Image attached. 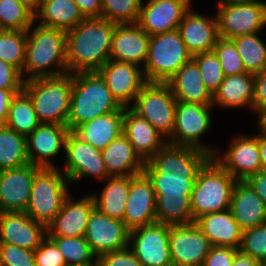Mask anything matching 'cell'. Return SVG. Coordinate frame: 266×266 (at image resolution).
<instances>
[{
    "label": "cell",
    "instance_id": "obj_23",
    "mask_svg": "<svg viewBox=\"0 0 266 266\" xmlns=\"http://www.w3.org/2000/svg\"><path fill=\"white\" fill-rule=\"evenodd\" d=\"M96 209L92 194L73 200L69 195L54 220L47 226V236L83 237L92 212Z\"/></svg>",
    "mask_w": 266,
    "mask_h": 266
},
{
    "label": "cell",
    "instance_id": "obj_59",
    "mask_svg": "<svg viewBox=\"0 0 266 266\" xmlns=\"http://www.w3.org/2000/svg\"><path fill=\"white\" fill-rule=\"evenodd\" d=\"M69 266H100L99 260L98 258H96L94 261L92 262H88L85 264H75V265H69Z\"/></svg>",
    "mask_w": 266,
    "mask_h": 266
},
{
    "label": "cell",
    "instance_id": "obj_41",
    "mask_svg": "<svg viewBox=\"0 0 266 266\" xmlns=\"http://www.w3.org/2000/svg\"><path fill=\"white\" fill-rule=\"evenodd\" d=\"M63 255L66 265L85 264L94 261L89 243L83 237L47 236Z\"/></svg>",
    "mask_w": 266,
    "mask_h": 266
},
{
    "label": "cell",
    "instance_id": "obj_58",
    "mask_svg": "<svg viewBox=\"0 0 266 266\" xmlns=\"http://www.w3.org/2000/svg\"><path fill=\"white\" fill-rule=\"evenodd\" d=\"M42 1L43 0H22V2L33 12H35L39 8Z\"/></svg>",
    "mask_w": 266,
    "mask_h": 266
},
{
    "label": "cell",
    "instance_id": "obj_16",
    "mask_svg": "<svg viewBox=\"0 0 266 266\" xmlns=\"http://www.w3.org/2000/svg\"><path fill=\"white\" fill-rule=\"evenodd\" d=\"M113 98L123 108H130L147 82L143 69L133 63L109 59L98 71ZM133 102V103H131Z\"/></svg>",
    "mask_w": 266,
    "mask_h": 266
},
{
    "label": "cell",
    "instance_id": "obj_4",
    "mask_svg": "<svg viewBox=\"0 0 266 266\" xmlns=\"http://www.w3.org/2000/svg\"><path fill=\"white\" fill-rule=\"evenodd\" d=\"M115 111H124L113 98L98 72L73 74L70 112L67 127L74 131L79 125Z\"/></svg>",
    "mask_w": 266,
    "mask_h": 266
},
{
    "label": "cell",
    "instance_id": "obj_22",
    "mask_svg": "<svg viewBox=\"0 0 266 266\" xmlns=\"http://www.w3.org/2000/svg\"><path fill=\"white\" fill-rule=\"evenodd\" d=\"M69 132L67 125L41 123L26 136L29 163L41 168H57L51 158L59 155L61 149L65 151Z\"/></svg>",
    "mask_w": 266,
    "mask_h": 266
},
{
    "label": "cell",
    "instance_id": "obj_17",
    "mask_svg": "<svg viewBox=\"0 0 266 266\" xmlns=\"http://www.w3.org/2000/svg\"><path fill=\"white\" fill-rule=\"evenodd\" d=\"M191 0H148L141 2L138 26L149 36L178 29Z\"/></svg>",
    "mask_w": 266,
    "mask_h": 266
},
{
    "label": "cell",
    "instance_id": "obj_36",
    "mask_svg": "<svg viewBox=\"0 0 266 266\" xmlns=\"http://www.w3.org/2000/svg\"><path fill=\"white\" fill-rule=\"evenodd\" d=\"M40 124L29 96L23 90L17 93L9 106L8 119L5 125L17 133L27 136Z\"/></svg>",
    "mask_w": 266,
    "mask_h": 266
},
{
    "label": "cell",
    "instance_id": "obj_11",
    "mask_svg": "<svg viewBox=\"0 0 266 266\" xmlns=\"http://www.w3.org/2000/svg\"><path fill=\"white\" fill-rule=\"evenodd\" d=\"M219 37L233 39L237 36L260 32L266 27V2L245 0L217 8Z\"/></svg>",
    "mask_w": 266,
    "mask_h": 266
},
{
    "label": "cell",
    "instance_id": "obj_12",
    "mask_svg": "<svg viewBox=\"0 0 266 266\" xmlns=\"http://www.w3.org/2000/svg\"><path fill=\"white\" fill-rule=\"evenodd\" d=\"M169 235L170 225L142 226L129 231L128 247L143 266H173Z\"/></svg>",
    "mask_w": 266,
    "mask_h": 266
},
{
    "label": "cell",
    "instance_id": "obj_26",
    "mask_svg": "<svg viewBox=\"0 0 266 266\" xmlns=\"http://www.w3.org/2000/svg\"><path fill=\"white\" fill-rule=\"evenodd\" d=\"M122 133L144 162H148L167 143L154 126L131 108H124Z\"/></svg>",
    "mask_w": 266,
    "mask_h": 266
},
{
    "label": "cell",
    "instance_id": "obj_51",
    "mask_svg": "<svg viewBox=\"0 0 266 266\" xmlns=\"http://www.w3.org/2000/svg\"><path fill=\"white\" fill-rule=\"evenodd\" d=\"M254 112L266 109V70L254 74Z\"/></svg>",
    "mask_w": 266,
    "mask_h": 266
},
{
    "label": "cell",
    "instance_id": "obj_30",
    "mask_svg": "<svg viewBox=\"0 0 266 266\" xmlns=\"http://www.w3.org/2000/svg\"><path fill=\"white\" fill-rule=\"evenodd\" d=\"M177 101L212 104L213 96L206 89L196 62L185 63L168 81Z\"/></svg>",
    "mask_w": 266,
    "mask_h": 266
},
{
    "label": "cell",
    "instance_id": "obj_56",
    "mask_svg": "<svg viewBox=\"0 0 266 266\" xmlns=\"http://www.w3.org/2000/svg\"><path fill=\"white\" fill-rule=\"evenodd\" d=\"M258 144L260 150V161L262 164V170H266V135L258 133Z\"/></svg>",
    "mask_w": 266,
    "mask_h": 266
},
{
    "label": "cell",
    "instance_id": "obj_1",
    "mask_svg": "<svg viewBox=\"0 0 266 266\" xmlns=\"http://www.w3.org/2000/svg\"><path fill=\"white\" fill-rule=\"evenodd\" d=\"M212 158L208 152L166 143L144 164L156 197L191 196L199 171Z\"/></svg>",
    "mask_w": 266,
    "mask_h": 266
},
{
    "label": "cell",
    "instance_id": "obj_14",
    "mask_svg": "<svg viewBox=\"0 0 266 266\" xmlns=\"http://www.w3.org/2000/svg\"><path fill=\"white\" fill-rule=\"evenodd\" d=\"M211 247L195 222L170 225L169 248L173 266H202Z\"/></svg>",
    "mask_w": 266,
    "mask_h": 266
},
{
    "label": "cell",
    "instance_id": "obj_28",
    "mask_svg": "<svg viewBox=\"0 0 266 266\" xmlns=\"http://www.w3.org/2000/svg\"><path fill=\"white\" fill-rule=\"evenodd\" d=\"M230 210L243 231L266 223V205L246 181L235 183Z\"/></svg>",
    "mask_w": 266,
    "mask_h": 266
},
{
    "label": "cell",
    "instance_id": "obj_7",
    "mask_svg": "<svg viewBox=\"0 0 266 266\" xmlns=\"http://www.w3.org/2000/svg\"><path fill=\"white\" fill-rule=\"evenodd\" d=\"M70 181L58 168H41L34 177L30 199L25 213L46 227L60 212L70 195ZM68 184V185H67Z\"/></svg>",
    "mask_w": 266,
    "mask_h": 266
},
{
    "label": "cell",
    "instance_id": "obj_43",
    "mask_svg": "<svg viewBox=\"0 0 266 266\" xmlns=\"http://www.w3.org/2000/svg\"><path fill=\"white\" fill-rule=\"evenodd\" d=\"M192 59L198 65L206 89L214 96L225 77L220 61L213 51L195 54Z\"/></svg>",
    "mask_w": 266,
    "mask_h": 266
},
{
    "label": "cell",
    "instance_id": "obj_45",
    "mask_svg": "<svg viewBox=\"0 0 266 266\" xmlns=\"http://www.w3.org/2000/svg\"><path fill=\"white\" fill-rule=\"evenodd\" d=\"M212 51L220 61L225 76L247 72L236 46L231 39L219 37Z\"/></svg>",
    "mask_w": 266,
    "mask_h": 266
},
{
    "label": "cell",
    "instance_id": "obj_24",
    "mask_svg": "<svg viewBox=\"0 0 266 266\" xmlns=\"http://www.w3.org/2000/svg\"><path fill=\"white\" fill-rule=\"evenodd\" d=\"M177 30L192 55L212 51L219 38L217 16L205 17L191 8L183 16Z\"/></svg>",
    "mask_w": 266,
    "mask_h": 266
},
{
    "label": "cell",
    "instance_id": "obj_20",
    "mask_svg": "<svg viewBox=\"0 0 266 266\" xmlns=\"http://www.w3.org/2000/svg\"><path fill=\"white\" fill-rule=\"evenodd\" d=\"M41 169L31 163L0 171V212H25L35 174Z\"/></svg>",
    "mask_w": 266,
    "mask_h": 266
},
{
    "label": "cell",
    "instance_id": "obj_35",
    "mask_svg": "<svg viewBox=\"0 0 266 266\" xmlns=\"http://www.w3.org/2000/svg\"><path fill=\"white\" fill-rule=\"evenodd\" d=\"M29 164L26 136L0 125V171Z\"/></svg>",
    "mask_w": 266,
    "mask_h": 266
},
{
    "label": "cell",
    "instance_id": "obj_60",
    "mask_svg": "<svg viewBox=\"0 0 266 266\" xmlns=\"http://www.w3.org/2000/svg\"><path fill=\"white\" fill-rule=\"evenodd\" d=\"M241 1H245V0H219L218 1V5L222 6L225 4H230V3H235V2H241Z\"/></svg>",
    "mask_w": 266,
    "mask_h": 266
},
{
    "label": "cell",
    "instance_id": "obj_32",
    "mask_svg": "<svg viewBox=\"0 0 266 266\" xmlns=\"http://www.w3.org/2000/svg\"><path fill=\"white\" fill-rule=\"evenodd\" d=\"M122 128L123 111H115L85 122L73 132L83 141L102 151L122 133Z\"/></svg>",
    "mask_w": 266,
    "mask_h": 266
},
{
    "label": "cell",
    "instance_id": "obj_3",
    "mask_svg": "<svg viewBox=\"0 0 266 266\" xmlns=\"http://www.w3.org/2000/svg\"><path fill=\"white\" fill-rule=\"evenodd\" d=\"M35 22L32 23L34 27L27 30L25 62L21 73L24 81L68 73L66 31L39 24L35 26Z\"/></svg>",
    "mask_w": 266,
    "mask_h": 266
},
{
    "label": "cell",
    "instance_id": "obj_13",
    "mask_svg": "<svg viewBox=\"0 0 266 266\" xmlns=\"http://www.w3.org/2000/svg\"><path fill=\"white\" fill-rule=\"evenodd\" d=\"M66 157L64 174L74 183L84 177H95L106 182L109 178L101 150L83 141L73 131H70L65 141Z\"/></svg>",
    "mask_w": 266,
    "mask_h": 266
},
{
    "label": "cell",
    "instance_id": "obj_54",
    "mask_svg": "<svg viewBox=\"0 0 266 266\" xmlns=\"http://www.w3.org/2000/svg\"><path fill=\"white\" fill-rule=\"evenodd\" d=\"M22 90L0 89V125H5L8 119L9 106L13 97Z\"/></svg>",
    "mask_w": 266,
    "mask_h": 266
},
{
    "label": "cell",
    "instance_id": "obj_40",
    "mask_svg": "<svg viewBox=\"0 0 266 266\" xmlns=\"http://www.w3.org/2000/svg\"><path fill=\"white\" fill-rule=\"evenodd\" d=\"M27 30H0V59L23 71Z\"/></svg>",
    "mask_w": 266,
    "mask_h": 266
},
{
    "label": "cell",
    "instance_id": "obj_33",
    "mask_svg": "<svg viewBox=\"0 0 266 266\" xmlns=\"http://www.w3.org/2000/svg\"><path fill=\"white\" fill-rule=\"evenodd\" d=\"M41 18L39 25L68 31L83 19L78 5L73 0H43L34 12V19Z\"/></svg>",
    "mask_w": 266,
    "mask_h": 266
},
{
    "label": "cell",
    "instance_id": "obj_25",
    "mask_svg": "<svg viewBox=\"0 0 266 266\" xmlns=\"http://www.w3.org/2000/svg\"><path fill=\"white\" fill-rule=\"evenodd\" d=\"M150 36L137 23L116 24L112 37L110 59L144 66ZM142 64V65H141Z\"/></svg>",
    "mask_w": 266,
    "mask_h": 266
},
{
    "label": "cell",
    "instance_id": "obj_15",
    "mask_svg": "<svg viewBox=\"0 0 266 266\" xmlns=\"http://www.w3.org/2000/svg\"><path fill=\"white\" fill-rule=\"evenodd\" d=\"M231 140L226 152L221 153L222 156L218 149L212 157L237 181H245L262 170L258 134L238 135Z\"/></svg>",
    "mask_w": 266,
    "mask_h": 266
},
{
    "label": "cell",
    "instance_id": "obj_6",
    "mask_svg": "<svg viewBox=\"0 0 266 266\" xmlns=\"http://www.w3.org/2000/svg\"><path fill=\"white\" fill-rule=\"evenodd\" d=\"M237 180L213 157L199 171L191 192L192 219L230 209L232 191Z\"/></svg>",
    "mask_w": 266,
    "mask_h": 266
},
{
    "label": "cell",
    "instance_id": "obj_50",
    "mask_svg": "<svg viewBox=\"0 0 266 266\" xmlns=\"http://www.w3.org/2000/svg\"><path fill=\"white\" fill-rule=\"evenodd\" d=\"M238 249L212 246L202 266H232Z\"/></svg>",
    "mask_w": 266,
    "mask_h": 266
},
{
    "label": "cell",
    "instance_id": "obj_48",
    "mask_svg": "<svg viewBox=\"0 0 266 266\" xmlns=\"http://www.w3.org/2000/svg\"><path fill=\"white\" fill-rule=\"evenodd\" d=\"M100 266H143L129 247L100 255Z\"/></svg>",
    "mask_w": 266,
    "mask_h": 266
},
{
    "label": "cell",
    "instance_id": "obj_9",
    "mask_svg": "<svg viewBox=\"0 0 266 266\" xmlns=\"http://www.w3.org/2000/svg\"><path fill=\"white\" fill-rule=\"evenodd\" d=\"M177 100L167 82L147 81L130 108L168 140L175 126Z\"/></svg>",
    "mask_w": 266,
    "mask_h": 266
},
{
    "label": "cell",
    "instance_id": "obj_5",
    "mask_svg": "<svg viewBox=\"0 0 266 266\" xmlns=\"http://www.w3.org/2000/svg\"><path fill=\"white\" fill-rule=\"evenodd\" d=\"M73 74L36 77L24 81L23 91L32 101L40 123L67 125Z\"/></svg>",
    "mask_w": 266,
    "mask_h": 266
},
{
    "label": "cell",
    "instance_id": "obj_27",
    "mask_svg": "<svg viewBox=\"0 0 266 266\" xmlns=\"http://www.w3.org/2000/svg\"><path fill=\"white\" fill-rule=\"evenodd\" d=\"M194 222L212 246L239 249L243 230L234 219L230 209L201 215Z\"/></svg>",
    "mask_w": 266,
    "mask_h": 266
},
{
    "label": "cell",
    "instance_id": "obj_8",
    "mask_svg": "<svg viewBox=\"0 0 266 266\" xmlns=\"http://www.w3.org/2000/svg\"><path fill=\"white\" fill-rule=\"evenodd\" d=\"M192 56L178 30L150 36L144 77L149 82H167Z\"/></svg>",
    "mask_w": 266,
    "mask_h": 266
},
{
    "label": "cell",
    "instance_id": "obj_49",
    "mask_svg": "<svg viewBox=\"0 0 266 266\" xmlns=\"http://www.w3.org/2000/svg\"><path fill=\"white\" fill-rule=\"evenodd\" d=\"M23 84L21 72L0 59V89L23 90Z\"/></svg>",
    "mask_w": 266,
    "mask_h": 266
},
{
    "label": "cell",
    "instance_id": "obj_10",
    "mask_svg": "<svg viewBox=\"0 0 266 266\" xmlns=\"http://www.w3.org/2000/svg\"><path fill=\"white\" fill-rule=\"evenodd\" d=\"M211 109L212 104L177 101L175 126L167 143L195 147L213 156L218 149L201 142L202 135H205L212 125Z\"/></svg>",
    "mask_w": 266,
    "mask_h": 266
},
{
    "label": "cell",
    "instance_id": "obj_39",
    "mask_svg": "<svg viewBox=\"0 0 266 266\" xmlns=\"http://www.w3.org/2000/svg\"><path fill=\"white\" fill-rule=\"evenodd\" d=\"M34 21V12L22 0H0V30L26 31Z\"/></svg>",
    "mask_w": 266,
    "mask_h": 266
},
{
    "label": "cell",
    "instance_id": "obj_42",
    "mask_svg": "<svg viewBox=\"0 0 266 266\" xmlns=\"http://www.w3.org/2000/svg\"><path fill=\"white\" fill-rule=\"evenodd\" d=\"M142 0H102L101 17L115 24L138 22Z\"/></svg>",
    "mask_w": 266,
    "mask_h": 266
},
{
    "label": "cell",
    "instance_id": "obj_29",
    "mask_svg": "<svg viewBox=\"0 0 266 266\" xmlns=\"http://www.w3.org/2000/svg\"><path fill=\"white\" fill-rule=\"evenodd\" d=\"M101 152L109 177L135 176L143 173L145 162L134 151L123 133Z\"/></svg>",
    "mask_w": 266,
    "mask_h": 266
},
{
    "label": "cell",
    "instance_id": "obj_18",
    "mask_svg": "<svg viewBox=\"0 0 266 266\" xmlns=\"http://www.w3.org/2000/svg\"><path fill=\"white\" fill-rule=\"evenodd\" d=\"M84 238L98 258L128 247L129 230L123 221L110 218L95 209L90 216Z\"/></svg>",
    "mask_w": 266,
    "mask_h": 266
},
{
    "label": "cell",
    "instance_id": "obj_47",
    "mask_svg": "<svg viewBox=\"0 0 266 266\" xmlns=\"http://www.w3.org/2000/svg\"><path fill=\"white\" fill-rule=\"evenodd\" d=\"M36 266H67L56 245L46 237L34 251Z\"/></svg>",
    "mask_w": 266,
    "mask_h": 266
},
{
    "label": "cell",
    "instance_id": "obj_44",
    "mask_svg": "<svg viewBox=\"0 0 266 266\" xmlns=\"http://www.w3.org/2000/svg\"><path fill=\"white\" fill-rule=\"evenodd\" d=\"M238 250L264 264L266 262V223L244 230Z\"/></svg>",
    "mask_w": 266,
    "mask_h": 266
},
{
    "label": "cell",
    "instance_id": "obj_37",
    "mask_svg": "<svg viewBox=\"0 0 266 266\" xmlns=\"http://www.w3.org/2000/svg\"><path fill=\"white\" fill-rule=\"evenodd\" d=\"M260 32L237 36L231 39L248 73L257 74L266 70V44L258 37Z\"/></svg>",
    "mask_w": 266,
    "mask_h": 266
},
{
    "label": "cell",
    "instance_id": "obj_31",
    "mask_svg": "<svg viewBox=\"0 0 266 266\" xmlns=\"http://www.w3.org/2000/svg\"><path fill=\"white\" fill-rule=\"evenodd\" d=\"M254 74L241 73L225 76L213 96V106L222 108H246L253 110Z\"/></svg>",
    "mask_w": 266,
    "mask_h": 266
},
{
    "label": "cell",
    "instance_id": "obj_46",
    "mask_svg": "<svg viewBox=\"0 0 266 266\" xmlns=\"http://www.w3.org/2000/svg\"><path fill=\"white\" fill-rule=\"evenodd\" d=\"M0 266H36L34 251L0 243Z\"/></svg>",
    "mask_w": 266,
    "mask_h": 266
},
{
    "label": "cell",
    "instance_id": "obj_55",
    "mask_svg": "<svg viewBox=\"0 0 266 266\" xmlns=\"http://www.w3.org/2000/svg\"><path fill=\"white\" fill-rule=\"evenodd\" d=\"M232 266H263L261 262L240 252L235 255Z\"/></svg>",
    "mask_w": 266,
    "mask_h": 266
},
{
    "label": "cell",
    "instance_id": "obj_34",
    "mask_svg": "<svg viewBox=\"0 0 266 266\" xmlns=\"http://www.w3.org/2000/svg\"><path fill=\"white\" fill-rule=\"evenodd\" d=\"M106 181L101 194L92 195L96 209L101 214L122 221L130 191V176L109 177Z\"/></svg>",
    "mask_w": 266,
    "mask_h": 266
},
{
    "label": "cell",
    "instance_id": "obj_2",
    "mask_svg": "<svg viewBox=\"0 0 266 266\" xmlns=\"http://www.w3.org/2000/svg\"><path fill=\"white\" fill-rule=\"evenodd\" d=\"M115 27V23L102 17L84 18L66 31L68 72H97L110 59Z\"/></svg>",
    "mask_w": 266,
    "mask_h": 266
},
{
    "label": "cell",
    "instance_id": "obj_21",
    "mask_svg": "<svg viewBox=\"0 0 266 266\" xmlns=\"http://www.w3.org/2000/svg\"><path fill=\"white\" fill-rule=\"evenodd\" d=\"M47 237V227L25 212H0V243L35 251Z\"/></svg>",
    "mask_w": 266,
    "mask_h": 266
},
{
    "label": "cell",
    "instance_id": "obj_53",
    "mask_svg": "<svg viewBox=\"0 0 266 266\" xmlns=\"http://www.w3.org/2000/svg\"><path fill=\"white\" fill-rule=\"evenodd\" d=\"M266 205V170H260L245 180Z\"/></svg>",
    "mask_w": 266,
    "mask_h": 266
},
{
    "label": "cell",
    "instance_id": "obj_57",
    "mask_svg": "<svg viewBox=\"0 0 266 266\" xmlns=\"http://www.w3.org/2000/svg\"><path fill=\"white\" fill-rule=\"evenodd\" d=\"M257 115L258 126L260 128L259 133L266 135V109L259 111Z\"/></svg>",
    "mask_w": 266,
    "mask_h": 266
},
{
    "label": "cell",
    "instance_id": "obj_52",
    "mask_svg": "<svg viewBox=\"0 0 266 266\" xmlns=\"http://www.w3.org/2000/svg\"><path fill=\"white\" fill-rule=\"evenodd\" d=\"M84 18L101 17L102 0H73Z\"/></svg>",
    "mask_w": 266,
    "mask_h": 266
},
{
    "label": "cell",
    "instance_id": "obj_19",
    "mask_svg": "<svg viewBox=\"0 0 266 266\" xmlns=\"http://www.w3.org/2000/svg\"><path fill=\"white\" fill-rule=\"evenodd\" d=\"M122 221L129 231L157 223L156 194L144 173L130 176V191Z\"/></svg>",
    "mask_w": 266,
    "mask_h": 266
},
{
    "label": "cell",
    "instance_id": "obj_38",
    "mask_svg": "<svg viewBox=\"0 0 266 266\" xmlns=\"http://www.w3.org/2000/svg\"><path fill=\"white\" fill-rule=\"evenodd\" d=\"M157 223L167 225L189 224L192 219L190 196L156 197Z\"/></svg>",
    "mask_w": 266,
    "mask_h": 266
}]
</instances>
